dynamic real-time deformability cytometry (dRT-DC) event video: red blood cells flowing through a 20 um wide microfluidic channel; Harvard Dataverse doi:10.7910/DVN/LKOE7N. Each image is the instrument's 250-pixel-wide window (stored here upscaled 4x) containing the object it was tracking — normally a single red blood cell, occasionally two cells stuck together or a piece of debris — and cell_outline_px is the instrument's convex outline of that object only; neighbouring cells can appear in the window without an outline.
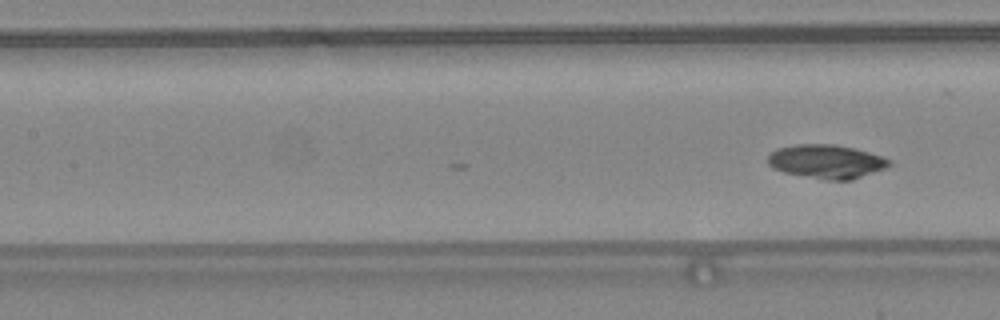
{"species": "common noctule bat (a hibernating species)", "species_latin": "Nyctalus noctula", "temperature_condition": "warm", "stored_images_in_passage": 21, "camera_frame_rate_fps": 3000, "um_per_image_px": 0.085, "animal": {"sex": "female", "body_mass_g": 24.6, "forearm_length_mm": 56.2}, "frame": {"image": 1, "passage_image": 21, "time_ms": 6.667, "image_size_px": [1000, 320], "cell_outline_px": [[892, 164], [884, 168], [852, 180], [824, 180], [784, 172], [772, 168], [768, 164], [768, 156], [776, 148], [796, 144], [836, 144], [856, 148], [884, 156], [892, 160]], "centroid_in_image_um": [70.27, 13.72], "position_along_channel_um": 137.1, "area_um2": 24.16}}